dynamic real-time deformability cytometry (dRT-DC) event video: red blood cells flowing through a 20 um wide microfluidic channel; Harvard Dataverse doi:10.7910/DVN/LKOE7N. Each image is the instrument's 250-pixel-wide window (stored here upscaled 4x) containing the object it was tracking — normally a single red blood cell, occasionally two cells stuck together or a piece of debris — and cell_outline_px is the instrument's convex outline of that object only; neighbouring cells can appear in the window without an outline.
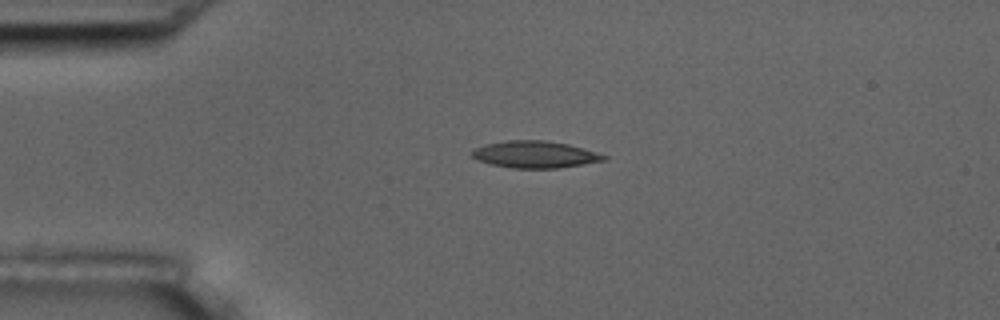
{"species": "common noctule bat (a hibernating species)", "species_latin": "Nyctalus noctula", "temperature_condition": "room temperature", "stored_images_in_passage": 2, "camera_frame_rate_fps": 3000, "um_per_image_px": 0.085, "animal": {"sex": "male", "body_mass_g": 17.5, "forearm_length_mm": 52.3}, "frame": {"image": 1, "passage_image": 1, "time_ms": 0.0, "image_size_px": [1000, 320], "cell_outline_px": [[608, 160], [556, 168], [512, 168], [492, 164], [476, 160], [472, 156], [472, 152], [476, 148], [484, 144], [508, 140], [544, 140], [568, 144], [596, 152], [608, 156]], "centroid_in_image_um": [45.47, 13.12], "position_along_channel_um": 39.5, "area_um2": 20.58}}